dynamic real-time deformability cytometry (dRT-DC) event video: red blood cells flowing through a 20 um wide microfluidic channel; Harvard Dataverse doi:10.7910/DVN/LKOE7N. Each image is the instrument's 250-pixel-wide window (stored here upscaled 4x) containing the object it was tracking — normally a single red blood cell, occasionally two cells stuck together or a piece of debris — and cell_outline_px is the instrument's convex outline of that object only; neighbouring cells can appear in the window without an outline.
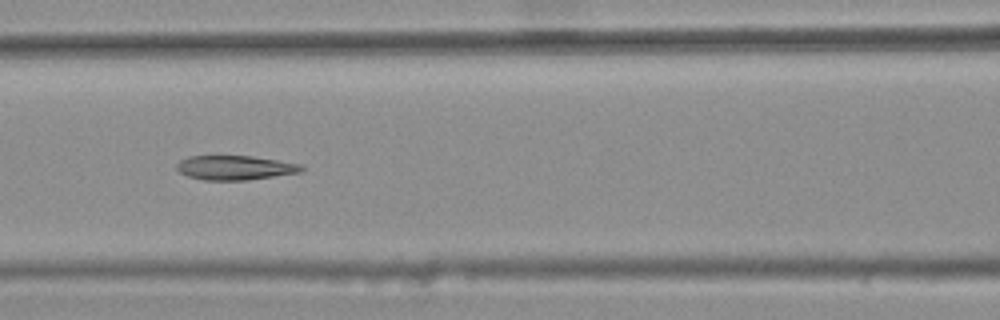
{"species": "common noctule bat (a hibernating species)", "species_latin": "Nyctalus noctula", "temperature_condition": "warm", "stored_images_in_passage": 7, "camera_frame_rate_fps": 3000, "um_per_image_px": 0.085, "animal": {"sex": "female", "body_mass_g": 25.1}, "frame": {"image": 1, "passage_image": 5, "time_ms": 1.333, "image_size_px": [1000, 320], "cell_outline_px": [[304, 168], [300, 172], [244, 180], [204, 180], [188, 176], [180, 172], [176, 168], [176, 164], [180, 160], [188, 156], [252, 156], [300, 164]], "centroid_in_image_um": [19.92, 14.25], "position_along_channel_um": 146.7, "area_um2": 17.46}}
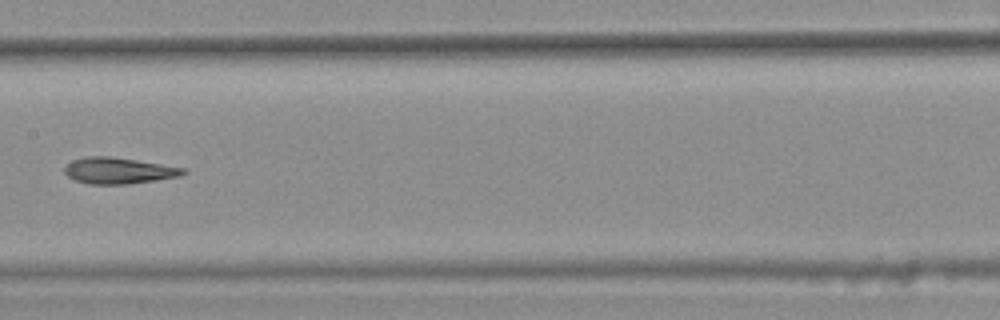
{"frame": {"image": 2, "passage_image": 6, "time_ms": 1.667, "image_size_px": [1000, 320], "cell_outline_px": [[188, 172], [184, 176], [128, 184], [88, 184], [76, 180], [68, 176], [64, 172], [64, 168], [72, 160], [88, 156], [112, 156], [188, 168]], "centroid_in_image_um": [10.16, 14.5], "position_along_channel_um": 197.2, "area_um2": 18.38}}
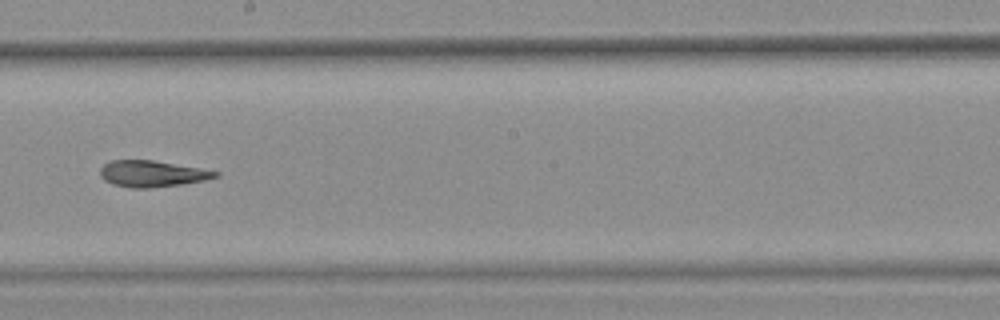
{"frame": {"image": 3, "passage_image": 7, "time_ms": 2.0, "image_size_px": [1000, 320], "cell_outline_px": [[220, 176], [204, 180], [184, 184], [148, 188], [128, 188], [112, 184], [104, 180], [100, 176], [100, 168], [104, 164], [112, 160], [152, 160], [200, 168], [220, 172]], "centroid_in_image_um": [12.92, 14.77], "position_along_channel_um": 235.3, "area_um2": 17.74}}